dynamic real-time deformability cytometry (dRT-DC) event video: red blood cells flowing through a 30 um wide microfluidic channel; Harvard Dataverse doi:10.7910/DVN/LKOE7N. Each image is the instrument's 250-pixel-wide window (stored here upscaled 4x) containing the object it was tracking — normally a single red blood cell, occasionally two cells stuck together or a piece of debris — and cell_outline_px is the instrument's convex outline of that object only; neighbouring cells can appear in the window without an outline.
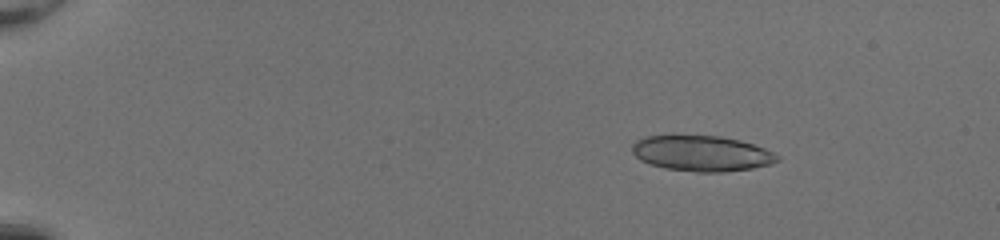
{"species": "common noctule bat (a hibernating species)", "species_latin": "Nyctalus noctula", "temperature_condition": "room temperature", "stored_images_in_passage": 17, "camera_frame_rate_fps": 3000, "um_per_image_px": 0.085, "animal": {"sex": "female", "body_mass_g": 20.0, "forearm_length_mm": 54.0}, "frame": {"image": 1, "passage_image": 1, "time_ms": 0.0, "image_size_px": [1000, 240], "cell_outline_px": [[780, 160], [772, 164], [752, 168], [724, 172], [696, 172], [664, 168], [640, 160], [632, 152], [632, 144], [636, 140], [644, 136], [672, 132], [720, 136], [740, 140], [764, 148], [780, 156]], "centroid_in_image_um": [59.59, 12.99], "position_along_channel_um": 25.4, "area_um2": 31.15}}
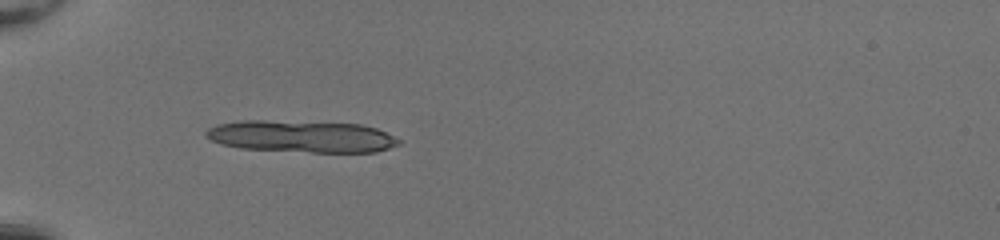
{"frame": {"image": 2, "passage_image": 11, "time_ms": 3.333, "image_size_px": [1000, 240], "cell_outline_px": [[404, 140], [400, 144], [376, 152], [312, 152], [240, 148], [220, 144], [204, 136], [204, 132], [208, 128], [216, 124], [240, 120], [264, 120], [360, 124], [376, 128]], "centroid_in_image_um": [25.62, 11.59], "position_along_channel_um": 59.4, "area_um2": 36.07}}